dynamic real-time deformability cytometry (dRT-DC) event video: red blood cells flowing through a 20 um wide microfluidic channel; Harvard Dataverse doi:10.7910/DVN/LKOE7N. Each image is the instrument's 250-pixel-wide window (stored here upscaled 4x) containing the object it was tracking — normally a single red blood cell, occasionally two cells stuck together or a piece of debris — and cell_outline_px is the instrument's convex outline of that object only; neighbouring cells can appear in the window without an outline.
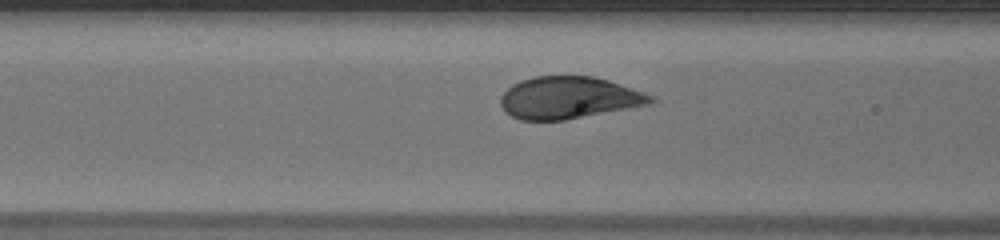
{"species": "human", "species_latin": "Homo sapiens", "temperature_condition": "warm", "stored_images_in_passage": 31, "camera_frame_rate_fps": 3000, "um_per_image_px": 0.085, "donor": {"sex": "male"}, "frame": {"image": 1, "passage_image": 10, "time_ms": 3.0, "image_size_px": [1000, 240], "cell_outline_px": [[656, 100], [648, 104], [564, 120], [520, 120], [504, 112], [500, 104], [500, 96], [512, 84], [520, 80], [536, 76], [592, 76], [608, 80], [656, 96]], "centroid_in_image_um": [48.31, 8.3], "position_along_channel_um": 118.3, "area_um2": 36.7}}
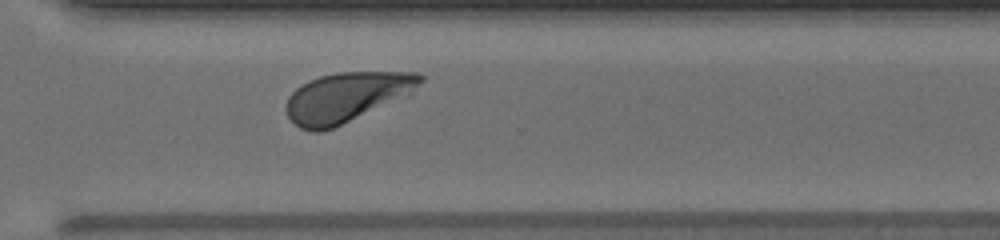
{"frame": {"image": 2, "passage_image": 26, "time_ms": 8.333, "image_size_px": [1000, 240], "cell_outline_px": [[424, 80], [408, 96], [332, 128], [320, 132], [312, 132], [300, 128], [288, 116], [284, 108], [288, 96], [296, 88], [308, 80], [320, 76], [340, 72], [420, 72], [424, 76]], "centroid_in_image_um": [29.46, 8.25], "position_along_channel_um": 341.1, "area_um2": 38.9}}
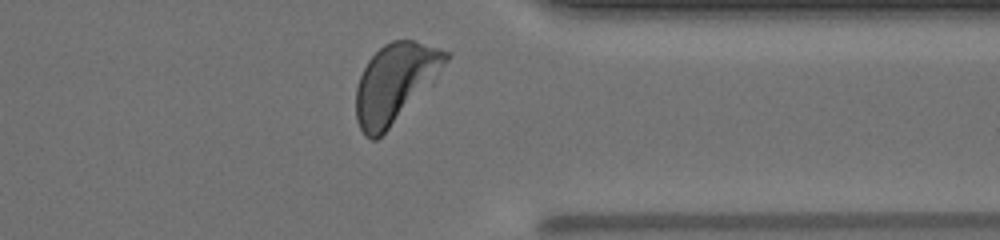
{"frame": {"image": 3, "passage_image": 29, "time_ms": 9.333, "image_size_px": [1000, 240], "cell_outline_px": [[448, 60], [388, 128], [376, 140], [372, 140], [364, 136], [356, 120], [356, 88], [360, 76], [368, 60], [384, 44], [392, 40], [412, 40], [448, 52]], "centroid_in_image_um": [33.48, 7.03], "position_along_channel_um": 377.9, "area_um2": 39.3}, "authors_computed_cell_mechanics": {"area_um2": 37.8012, "velocity_mm_per_s": 4.176, "shape_relaxation_time_tau1_ms": 1.814, "shape_relaxation_time_tau2_ms": null, "deformation_change_tau1": 0.1503, "deformation_change_tau2": null}}